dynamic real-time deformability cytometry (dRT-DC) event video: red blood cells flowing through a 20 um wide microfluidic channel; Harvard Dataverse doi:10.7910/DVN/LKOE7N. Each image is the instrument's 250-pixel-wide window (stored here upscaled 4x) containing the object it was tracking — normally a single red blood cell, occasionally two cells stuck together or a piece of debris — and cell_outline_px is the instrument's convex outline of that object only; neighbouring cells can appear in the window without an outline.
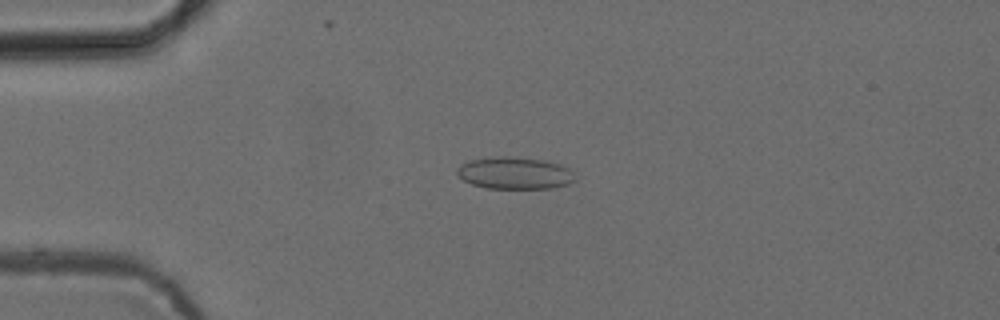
{"species": "common noctule bat (a hibernating species)", "species_latin": "Nyctalus noctula", "temperature_condition": "cold", "stored_images_in_passage": 53, "camera_frame_rate_fps": 3000, "um_per_image_px": 0.085, "animal": {"sex": "female", "body_mass_g": 24.6, "forearm_length_mm": 56.2}, "frame": {"image": 1, "passage_image": 13, "time_ms": 4.0, "image_size_px": [1000, 320], "cell_outline_px": [[576, 180], [568, 184], [552, 188], [484, 188], [472, 184], [464, 180], [456, 172], [456, 168], [460, 164], [468, 160], [496, 156], [508, 156], [548, 160], [560, 164], [568, 168], [572, 172]], "centroid_in_image_um": [43.74, 14.7], "position_along_channel_um": 41.3, "area_um2": 22.25}}
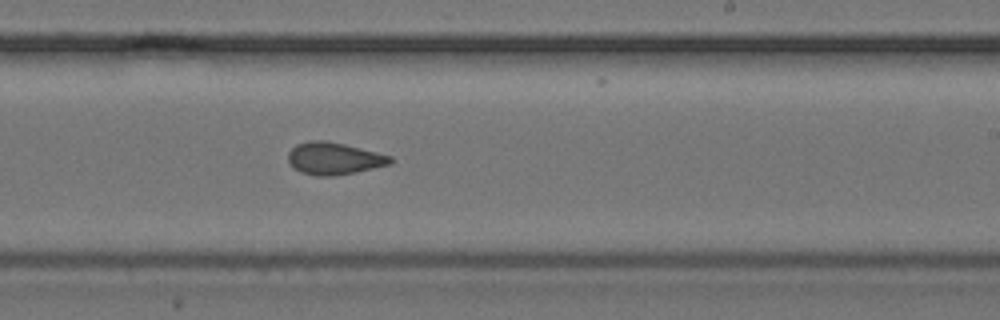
{"frame": {"image": 2, "passage_image": 32, "time_ms": 10.333, "image_size_px": [1000, 320], "cell_outline_px": [[396, 160], [392, 164], [356, 172], [332, 176], [316, 176], [300, 172], [292, 168], [288, 160], [288, 152], [296, 144], [308, 140], [324, 140], [344, 144], [392, 156]], "centroid_in_image_um": [28.39, 13.47], "position_along_channel_um": 260.6, "area_um2": 19.42}}
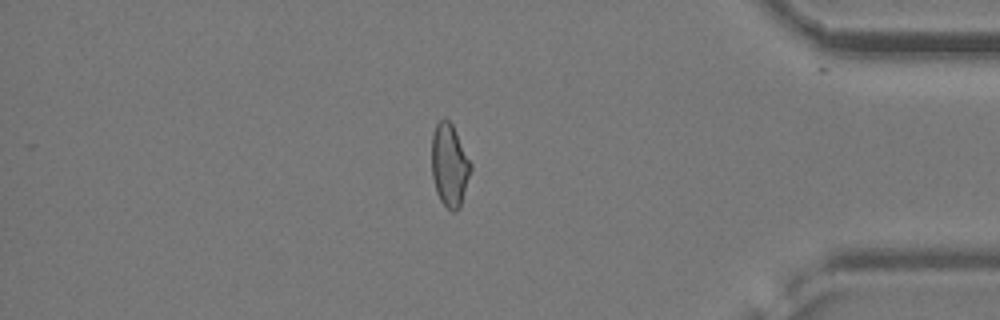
{"frame": {"image": 3, "passage_image": 45, "time_ms": 14.667, "image_size_px": [1000, 320], "cell_outline_px": [[472, 168], [460, 208], [456, 212], [452, 212], [440, 200], [436, 192], [432, 176], [432, 136], [436, 124], [444, 116], [452, 124], [472, 164]], "centroid_in_image_um": [38.21, 14.05], "position_along_channel_um": 397.0, "area_um2": 18.9}, "authors_computed_cell_mechanics": {"area_um2": 19.363, "velocity_mm_per_s": 3.8895, "shape_relaxation_time_tau1_ms": null, "shape_relaxation_time_tau2_ms": 2.0445, "deformation_change_tau1": null, "deformation_change_tau2": 0.0782}}